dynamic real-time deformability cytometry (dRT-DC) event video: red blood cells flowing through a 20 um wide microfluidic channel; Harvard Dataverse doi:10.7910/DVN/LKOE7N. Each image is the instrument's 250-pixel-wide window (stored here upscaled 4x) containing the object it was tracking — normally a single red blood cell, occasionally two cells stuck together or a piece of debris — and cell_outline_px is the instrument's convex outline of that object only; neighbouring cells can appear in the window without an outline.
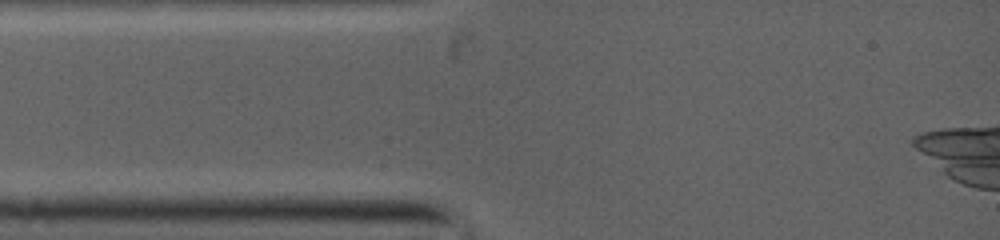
{"species": "common noctule bat (a hibernating species)", "species_latin": "Nyctalus noctula", "temperature_condition": "warm", "stored_images_in_passage": 1, "camera_frame_rate_fps": 5000, "um_per_image_px": 0.085, "animal": {"sex": "female", "body_mass_g": 19.0, "forearm_length_mm": 53.3}, "frame": {"image": 1, "passage_image": 1, "time_ms": 0.0, "image_size_px": [1000, 240], "cell_outline_px": [[624, 176], [612, 216], [604, 224], [540, 184], [540, 176], [556, 164], [600, 164], [620, 172]], "centroid_in_image_um": [49.8, 15.93], "position_along_channel_um": 35.2, "area_um2": 22.95}}